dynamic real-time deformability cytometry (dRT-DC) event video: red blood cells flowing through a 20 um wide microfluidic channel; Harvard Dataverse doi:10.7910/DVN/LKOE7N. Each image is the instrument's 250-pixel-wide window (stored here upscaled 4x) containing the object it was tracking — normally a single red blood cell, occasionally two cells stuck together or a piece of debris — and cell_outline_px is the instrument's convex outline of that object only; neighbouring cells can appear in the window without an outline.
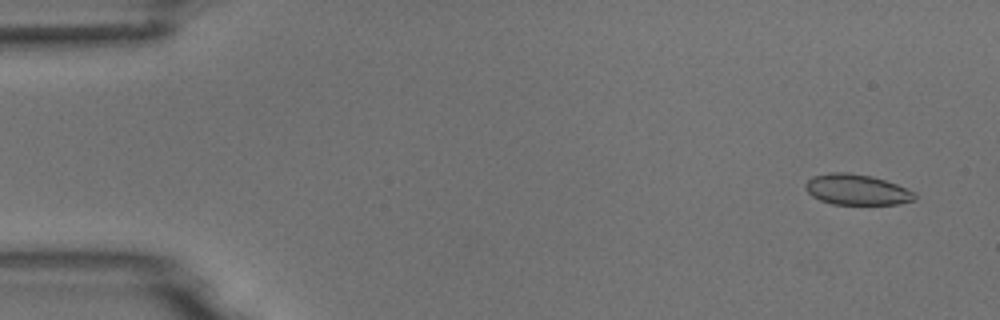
{"species": "common noctule bat (a hibernating species)", "species_latin": "Nyctalus noctula", "temperature_condition": "room temperature", "stored_images_in_passage": 9, "camera_frame_rate_fps": 3000, "um_per_image_px": 0.085, "animal": {"sex": "male", "body_mass_g": 18.8}, "frame": {"image": 1, "passage_image": 1, "time_ms": 0.0, "image_size_px": [1000, 320], "cell_outline_px": [[916, 200], [896, 204], [832, 204], [820, 200], [812, 196], [804, 188], [804, 184], [812, 176], [832, 172], [848, 172], [872, 176], [896, 184], [916, 192]], "centroid_in_image_um": [72.82, 16.11], "position_along_channel_um": 12.2, "area_um2": 19.59}}
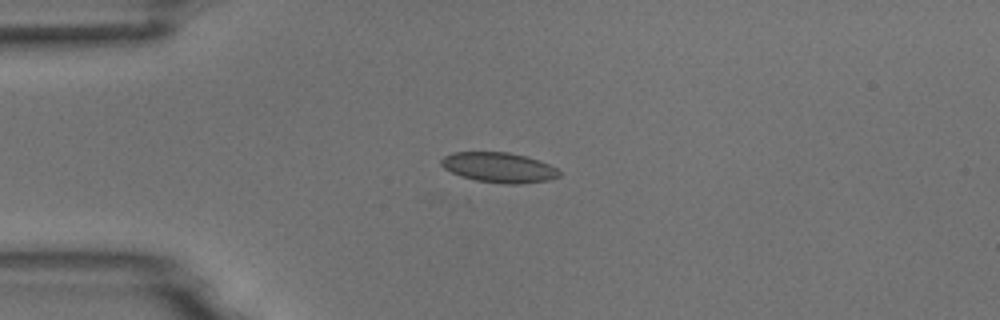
{"frame": {"image": 2, "passage_image": 4, "time_ms": 3.333, "image_size_px": [1000, 320], "cell_outline_px": [[560, 176], [548, 180], [520, 184], [504, 184], [476, 180], [452, 172], [444, 168], [440, 164], [440, 160], [444, 156], [452, 152], [508, 152], [524, 156], [548, 164], [556, 168], [560, 172]], "centroid_in_image_um": [42.39, 14.23], "position_along_channel_um": 42.6, "area_um2": 20.46}}
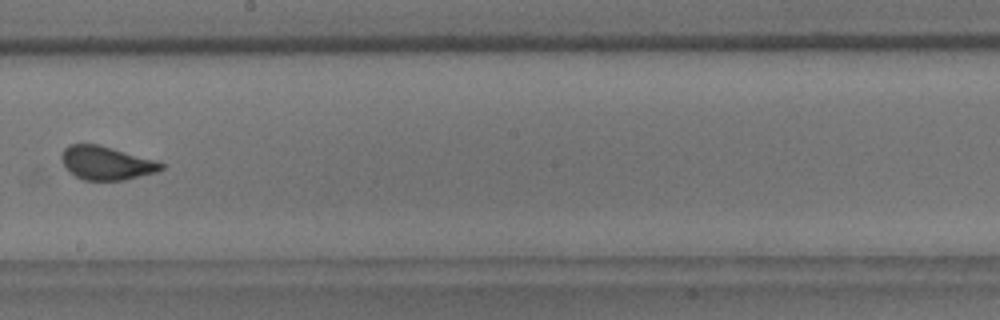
{"frame": {"image": 3, "passage_image": 9, "time_ms": 9.0, "image_size_px": [1000, 320], "cell_outline_px": [[164, 168], [156, 172], [124, 180], [84, 180], [76, 176], [64, 164], [60, 156], [64, 148], [68, 144], [100, 144], [160, 160], [164, 164]], "centroid_in_image_um": [9.1, 13.83], "position_along_channel_um": 239.1, "area_um2": 19.71}}